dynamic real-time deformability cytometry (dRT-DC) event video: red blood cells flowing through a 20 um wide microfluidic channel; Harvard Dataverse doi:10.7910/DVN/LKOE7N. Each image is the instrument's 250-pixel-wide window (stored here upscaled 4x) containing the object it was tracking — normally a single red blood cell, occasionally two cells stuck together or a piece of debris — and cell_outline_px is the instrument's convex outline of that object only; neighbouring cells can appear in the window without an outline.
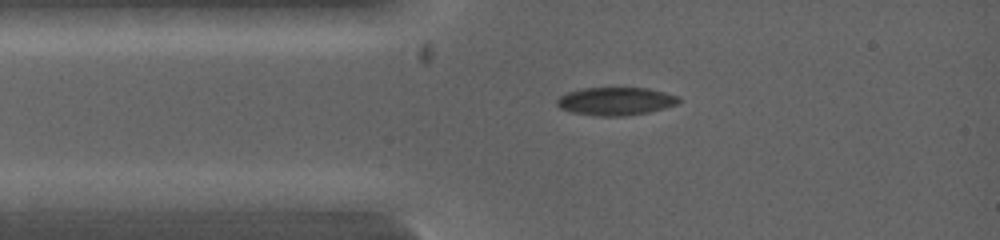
{"species": "common noctule bat (a hibernating species)", "species_latin": "Nyctalus noctula", "temperature_condition": "warm", "stored_images_in_passage": 10, "camera_frame_rate_fps": 5000, "um_per_image_px": 0.085, "animal": {"sex": "female", "body_mass_g": 19.0, "forearm_length_mm": 53.3}, "frame": {"image": 1, "passage_image": 1, "time_ms": 0.0, "image_size_px": [1000, 240], "cell_outline_px": [[680, 100], [676, 104], [664, 108], [648, 112], [624, 116], [596, 116], [572, 112], [560, 108], [556, 104], [556, 100], [560, 96], [568, 92], [584, 88], [648, 88], [676, 96]], "centroid_in_image_um": [52.29, 8.61], "position_along_channel_um": 32.7, "area_um2": 19.65}}